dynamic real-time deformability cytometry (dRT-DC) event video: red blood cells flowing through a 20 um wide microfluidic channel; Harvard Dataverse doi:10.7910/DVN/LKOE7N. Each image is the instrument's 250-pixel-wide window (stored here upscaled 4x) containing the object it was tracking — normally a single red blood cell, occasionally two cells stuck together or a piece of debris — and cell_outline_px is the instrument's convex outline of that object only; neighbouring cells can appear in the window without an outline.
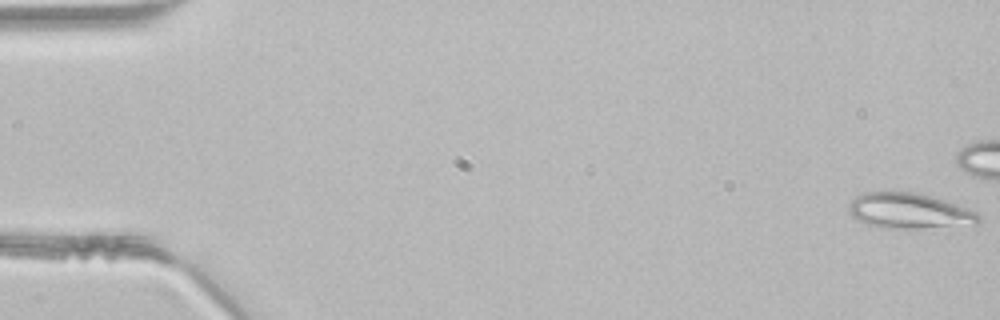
{"species": "common noctule bat (a hibernating species)", "species_latin": "Nyctalus noctula", "temperature_condition": "room temperature", "stored_images_in_passage": 48, "camera_frame_rate_fps": 3000, "um_per_image_px": 0.085, "animal": {"sex": "male", "body_mass_g": 21.5, "forearm_length_mm": 52.0}, "frame": {"image": 1, "passage_image": 1, "time_ms": 0.0, "image_size_px": [1000, 320], "cell_outline_px": [[980, 220], [976, 224], [920, 228], [880, 228], [868, 224], [852, 216], [848, 212], [848, 204], [856, 196], [864, 192], [916, 192], [932, 196], [968, 208], [976, 212], [980, 216]], "centroid_in_image_um": [77.27, 17.92], "position_along_channel_um": 7.7, "area_um2": 26.76}}
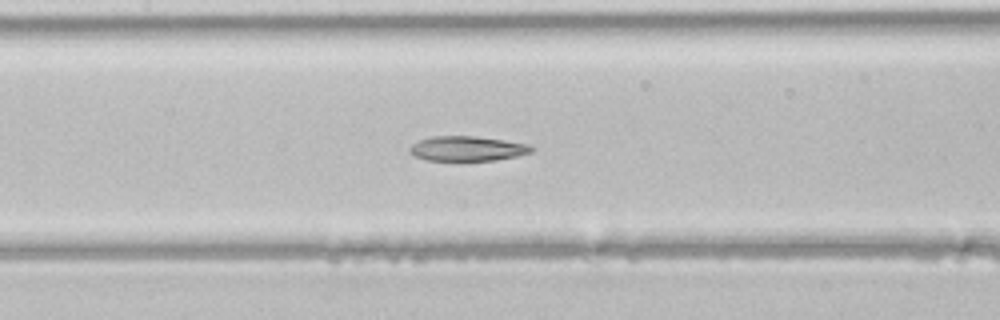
{"frame": {"image": 2, "passage_image": 22, "time_ms": 7.0, "image_size_px": [1000, 320], "cell_outline_px": [[532, 152], [516, 156], [496, 160], [428, 160], [416, 156], [408, 152], [408, 148], [412, 144], [420, 140], [432, 136], [476, 136], [504, 140], [528, 144], [532, 148]], "centroid_in_image_um": [39.69, 12.62], "position_along_channel_um": 167.7, "area_um2": 17.46}}
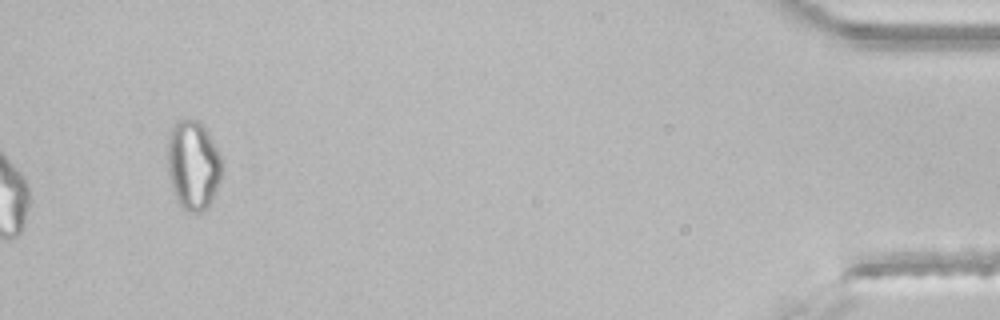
{"frame": {"image": 3, "passage_image": 48, "time_ms": 15.667, "image_size_px": [1000, 320], "cell_outline_px": [[220, 180], [212, 200], [208, 208], [200, 212], [188, 212], [180, 208], [176, 200], [168, 172], [168, 140], [172, 128], [176, 120], [180, 116], [196, 120], [204, 128], [220, 152]], "centroid_in_image_um": [16.39, 14.04], "position_along_channel_um": 418.8, "area_um2": 28.32}}